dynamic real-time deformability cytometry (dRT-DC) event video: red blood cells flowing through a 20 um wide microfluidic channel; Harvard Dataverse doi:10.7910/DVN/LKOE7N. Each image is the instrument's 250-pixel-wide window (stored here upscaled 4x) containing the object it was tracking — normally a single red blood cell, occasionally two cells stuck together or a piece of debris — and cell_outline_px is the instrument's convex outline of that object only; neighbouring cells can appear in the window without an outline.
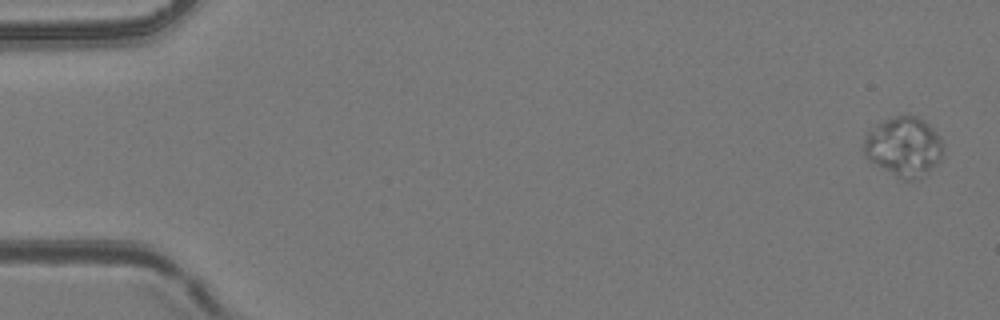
{"species": "common noctule bat (a hibernating species)", "species_latin": "Nyctalus noctula", "temperature_condition": "room temperature", "stored_images_in_passage": 5, "camera_frame_rate_fps": 3000, "um_per_image_px": 0.085, "animal": {"sex": "female", "body_mass_g": 24.6, "forearm_length_mm": 56.2}, "frame": {"image": 1, "passage_image": 1, "time_ms": 0.0, "image_size_px": [1000, 320], "cell_outline_px": [[940, 160], [924, 176], [912, 180], [904, 180], [896, 176], [868, 160], [864, 156], [864, 140], [868, 132], [876, 124], [884, 120], [896, 116], [916, 116], [924, 120], [936, 132], [940, 140]], "centroid_in_image_um": [76.78, 12.48], "position_along_channel_um": 8.2, "area_um2": 27.05}}
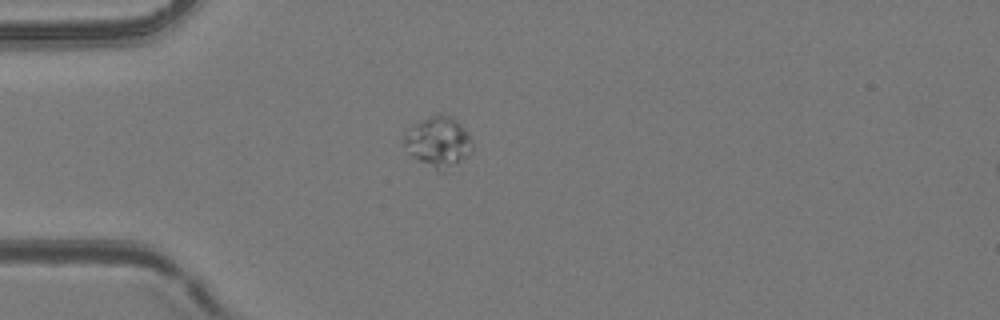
{"frame": {"image": 2, "passage_image": 5, "time_ms": 1.333, "image_size_px": [1000, 320], "cell_outline_px": [[472, 152], [468, 156], [444, 172], [440, 172], [412, 156], [404, 144], [404, 128], [428, 116], [440, 112], [452, 116], [456, 120], [472, 140]], "centroid_in_image_um": [37.23, 12.03], "position_along_channel_um": 47.8, "area_um2": 20.35}}